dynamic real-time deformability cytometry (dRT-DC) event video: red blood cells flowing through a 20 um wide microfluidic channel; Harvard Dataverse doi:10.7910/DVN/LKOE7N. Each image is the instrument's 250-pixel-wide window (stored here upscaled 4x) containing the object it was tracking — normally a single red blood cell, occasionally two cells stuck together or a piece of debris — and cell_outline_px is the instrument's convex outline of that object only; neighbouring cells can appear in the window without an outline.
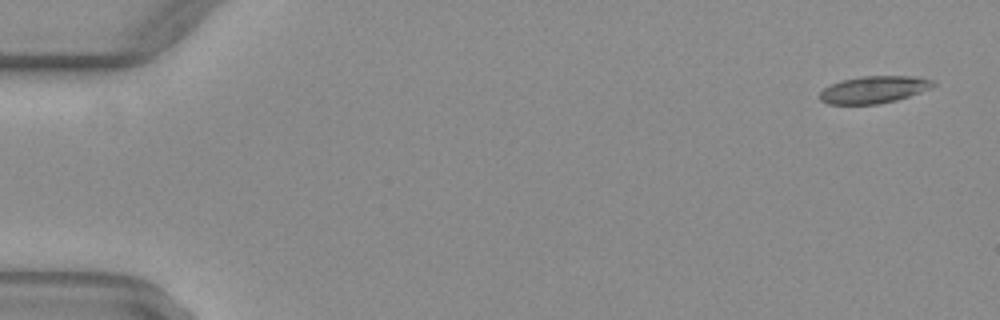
{"species": "common noctule bat (a hibernating species)", "species_latin": "Nyctalus noctula", "temperature_condition": "warm", "stored_images_in_passage": 50, "camera_frame_rate_fps": 3000, "um_per_image_px": 0.085, "animal": {"sex": "female", "body_mass_g": 29.2, "forearm_length_mm": 56.3}, "frame": {"image": 1, "passage_image": 2, "time_ms": 0.333, "image_size_px": [1000, 320], "cell_outline_px": [[936, 84], [932, 88], [896, 100], [880, 104], [828, 104], [820, 100], [820, 92], [824, 88], [840, 80], [860, 76], [916, 76], [932, 80]], "centroid_in_image_um": [74.28, 7.61], "position_along_channel_um": 10.7, "area_um2": 17.98}}
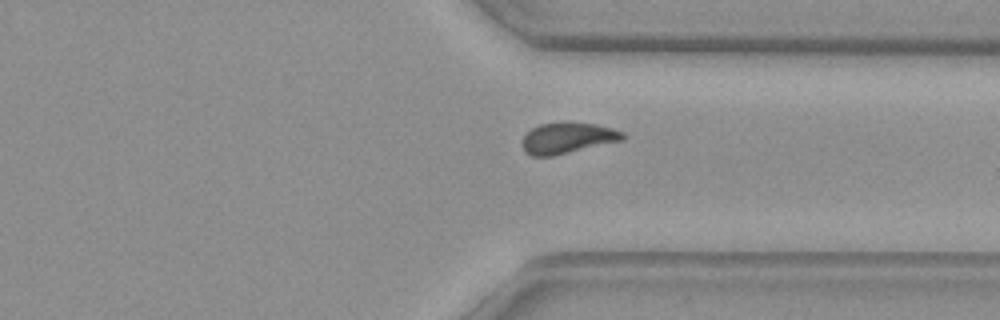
{"frame": {"image": 2, "passage_image": 39, "time_ms": 12.667, "image_size_px": [1000, 320], "cell_outline_px": [[624, 140], [552, 156], [532, 156], [524, 152], [524, 136], [532, 128], [540, 124], [564, 120], [568, 120], [596, 124], [612, 128], [624, 132]], "centroid_in_image_um": [48.27, 11.7], "position_along_channel_um": 363.1, "area_um2": 18.38}}
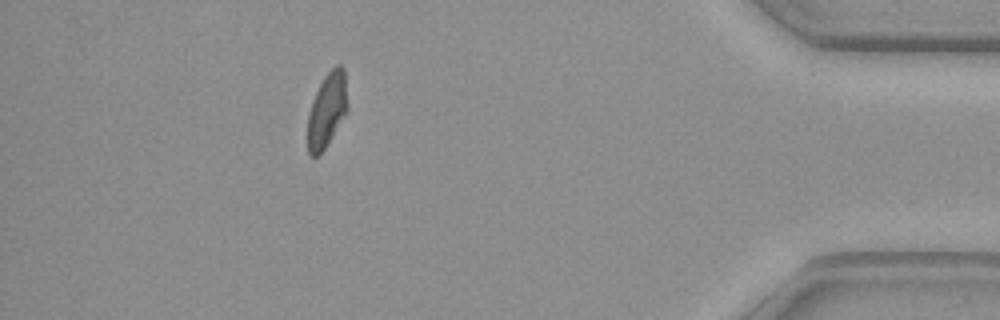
{"frame": {"image": 3, "passage_image": 46, "time_ms": 15.0, "image_size_px": [1000, 320], "cell_outline_px": [[348, 108], [320, 156], [312, 156], [308, 152], [308, 112], [312, 100], [324, 76], [336, 64], [340, 64], [344, 68]], "centroid_in_image_um": [27.78, 9.33], "position_along_channel_um": 407.4, "area_um2": 17.11}}